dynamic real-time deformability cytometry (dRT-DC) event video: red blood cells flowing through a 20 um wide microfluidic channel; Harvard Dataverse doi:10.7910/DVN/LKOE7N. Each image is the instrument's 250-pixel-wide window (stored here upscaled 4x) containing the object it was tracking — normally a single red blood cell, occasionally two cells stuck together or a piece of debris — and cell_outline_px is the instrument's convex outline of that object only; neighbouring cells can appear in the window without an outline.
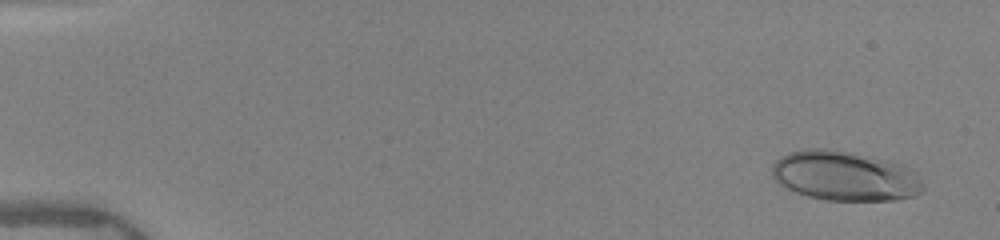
{"species": "human", "species_latin": "Homo sapiens", "temperature_condition": "warm", "stored_images_in_passage": 50, "camera_frame_rate_fps": 3000, "um_per_image_px": 0.085, "donor": {"sex": "female"}, "frame": {"image": 1, "passage_image": 3, "time_ms": 0.667, "image_size_px": [1000, 240], "cell_outline_px": [[924, 192], [916, 196], [896, 200], [824, 200], [808, 196], [796, 192], [780, 184], [772, 176], [772, 164], [780, 156], [788, 152], [808, 148], [824, 148], [852, 152], [888, 160], [904, 164], [916, 168], [924, 184]], "centroid_in_image_um": [71.9, 14.95], "position_along_channel_um": 13.1, "area_um2": 44.56}}
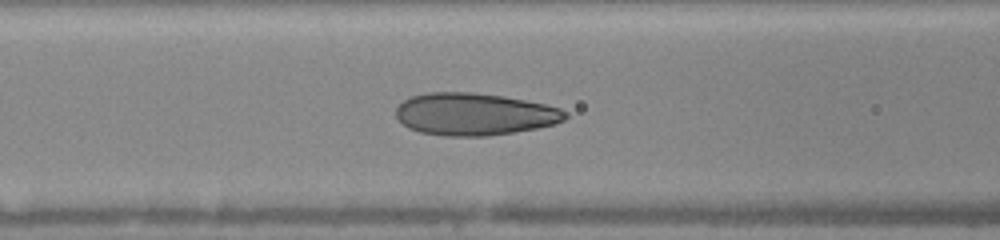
{"frame": {"image": 2, "passage_image": 22, "time_ms": 7.0, "image_size_px": [1000, 240], "cell_outline_px": [[568, 116], [564, 120], [556, 124], [536, 128], [512, 132], [484, 136], [444, 136], [420, 132], [408, 128], [396, 116], [396, 108], [404, 100], [412, 96], [428, 92], [472, 92], [504, 96], [544, 104], [560, 108], [568, 112]], "centroid_in_image_um": [40.33, 9.7], "position_along_channel_um": 126.3, "area_um2": 41.67}}
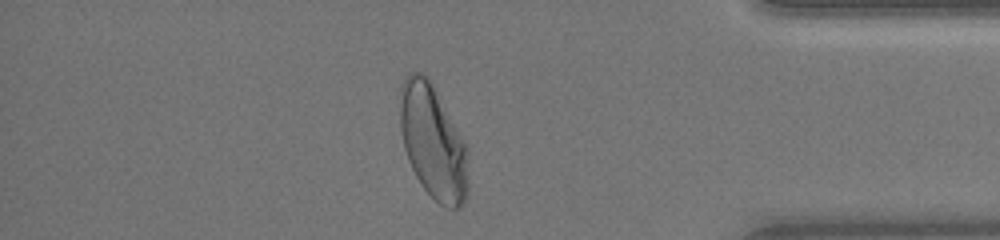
{"frame": {"image": 3, "passage_image": 44, "time_ms": 14.333, "image_size_px": [1000, 240], "cell_outline_px": [[468, 192], [464, 200], [456, 208], [448, 208], [440, 204], [424, 188], [416, 176], [408, 160], [404, 148], [400, 128], [400, 88], [404, 76], [408, 72], [420, 72], [432, 84], [464, 140], [468, 148]], "centroid_in_image_um": [36.8, 12.06], "position_along_channel_um": 398.4, "area_um2": 45.14}, "authors_computed_cell_mechanics": {"area_um2": 41.1247, "velocity_mm_per_s": 4.0334, "shape_relaxation_time_tau1_ms": 4.2643, "shape_relaxation_time_tau2_ms": null, "deformation_change_tau1": 0.1748, "deformation_change_tau2": null}}